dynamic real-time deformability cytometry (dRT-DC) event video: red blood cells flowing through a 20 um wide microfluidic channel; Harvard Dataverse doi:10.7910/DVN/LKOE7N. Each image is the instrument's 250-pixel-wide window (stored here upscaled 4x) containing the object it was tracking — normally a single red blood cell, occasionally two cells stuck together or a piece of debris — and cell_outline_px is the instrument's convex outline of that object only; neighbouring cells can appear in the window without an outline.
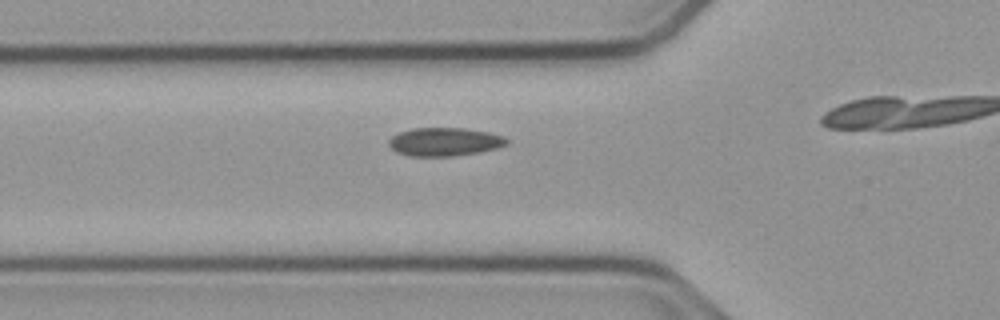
{"species": "common noctule bat (a hibernating species)", "species_latin": "Nyctalus noctula", "temperature_condition": "cold", "stored_images_in_passage": 19, "camera_frame_rate_fps": 3000, "um_per_image_px": 0.085, "animal": {"sex": "male", "body_mass_g": 23.1, "forearm_length_mm": 52.7}, "frame": {"image": 1, "passage_image": 14, "time_ms": 4.333, "image_size_px": [1000, 320], "cell_outline_px": [[508, 144], [496, 148], [480, 152], [452, 156], [408, 156], [396, 152], [388, 144], [388, 140], [392, 136], [400, 132], [412, 128], [464, 128], [488, 132], [504, 136], [508, 140]], "centroid_in_image_um": [37.78, 12.05], "position_along_channel_um": 88.0, "area_um2": 19.54}}